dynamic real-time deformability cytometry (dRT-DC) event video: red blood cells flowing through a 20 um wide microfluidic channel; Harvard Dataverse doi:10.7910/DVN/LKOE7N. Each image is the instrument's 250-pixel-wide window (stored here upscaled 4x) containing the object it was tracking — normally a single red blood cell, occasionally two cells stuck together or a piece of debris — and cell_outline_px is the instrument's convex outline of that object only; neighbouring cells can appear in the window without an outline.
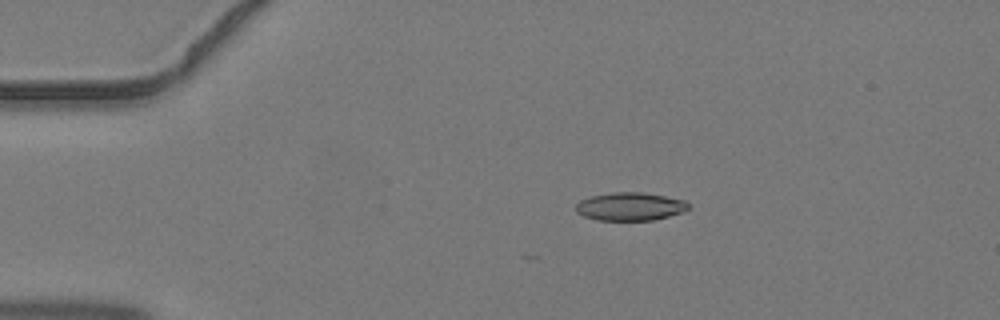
{"species": "common noctule bat (a hibernating species)", "species_latin": "Nyctalus noctula", "temperature_condition": "warm", "stored_images_in_passage": 4, "camera_frame_rate_fps": 3000, "um_per_image_px": 0.085, "animal": {"sex": "male", "body_mass_g": 19.2, "forearm_length_mm": 51.8}, "frame": {"image": 1, "passage_image": 3, "time_ms": 0.667, "image_size_px": [1000, 320], "cell_outline_px": [[688, 208], [684, 212], [652, 220], [596, 220], [584, 216], [576, 212], [576, 204], [580, 200], [592, 196], [612, 192], [644, 192], [684, 200], [688, 204]], "centroid_in_image_um": [53.54, 17.55], "position_along_channel_um": 31.5, "area_um2": 18.38}}